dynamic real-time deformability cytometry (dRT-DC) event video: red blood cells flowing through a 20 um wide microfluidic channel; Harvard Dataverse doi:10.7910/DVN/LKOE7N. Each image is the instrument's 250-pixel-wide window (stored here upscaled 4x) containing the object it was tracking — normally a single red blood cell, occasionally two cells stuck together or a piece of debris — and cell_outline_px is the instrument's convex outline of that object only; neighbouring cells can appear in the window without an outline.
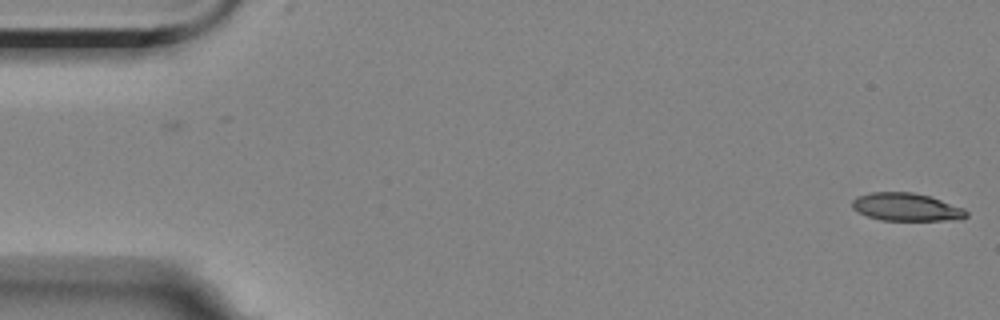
{"species": "Egyptian fruit bat (a non-hibernating species)", "species_latin": "Rousettus aegyptiacus", "temperature_condition": "room temperature", "stored_images_in_passage": 2, "camera_frame_rate_fps": 3000, "um_per_image_px": 0.085, "animal": {"sex": "female"}, "frame": {"image": 1, "passage_image": 2, "time_ms": 1.0, "image_size_px": [1000, 320], "cell_outline_px": [[968, 216], [960, 220], [880, 220], [856, 212], [852, 208], [852, 200], [856, 196], [872, 192], [912, 192], [932, 196], [964, 208], [968, 212]], "centroid_in_image_um": [77.05, 17.59], "position_along_channel_um": 7.9, "area_um2": 18.84}}